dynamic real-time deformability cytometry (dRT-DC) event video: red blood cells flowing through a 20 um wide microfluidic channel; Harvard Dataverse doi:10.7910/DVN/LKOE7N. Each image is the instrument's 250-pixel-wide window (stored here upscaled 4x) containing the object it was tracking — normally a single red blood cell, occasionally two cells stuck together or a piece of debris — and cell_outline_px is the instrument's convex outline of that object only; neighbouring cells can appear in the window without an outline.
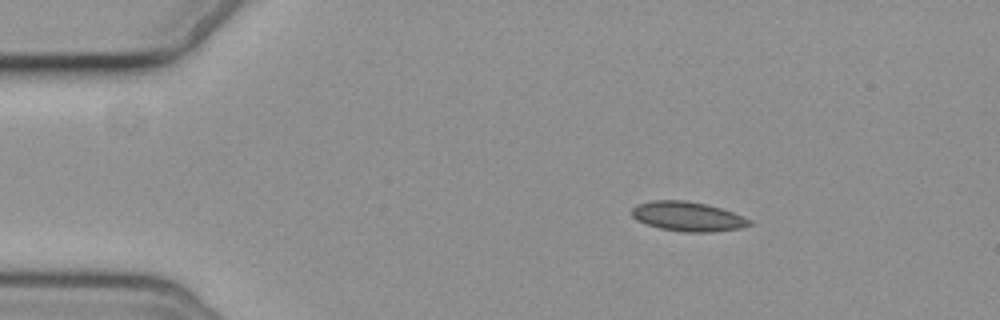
{"species": "common noctule bat (a hibernating species)", "species_latin": "Nyctalus noctula", "temperature_condition": "cold", "stored_images_in_passage": 4, "camera_frame_rate_fps": 3000, "um_per_image_px": 0.085, "animal": {"sex": "female", "body_mass_g": 19.3, "forearm_length_mm": 54.1}, "frame": {"image": 1, "passage_image": 2, "time_ms": 1.0, "image_size_px": [1000, 320], "cell_outline_px": [[752, 224], [740, 228], [712, 232], [684, 232], [660, 228], [636, 220], [632, 216], [632, 208], [636, 204], [652, 200], [684, 200], [704, 204], [720, 208], [732, 212], [752, 220]], "centroid_in_image_um": [58.44, 18.4], "position_along_channel_um": 26.6, "area_um2": 20.11}}